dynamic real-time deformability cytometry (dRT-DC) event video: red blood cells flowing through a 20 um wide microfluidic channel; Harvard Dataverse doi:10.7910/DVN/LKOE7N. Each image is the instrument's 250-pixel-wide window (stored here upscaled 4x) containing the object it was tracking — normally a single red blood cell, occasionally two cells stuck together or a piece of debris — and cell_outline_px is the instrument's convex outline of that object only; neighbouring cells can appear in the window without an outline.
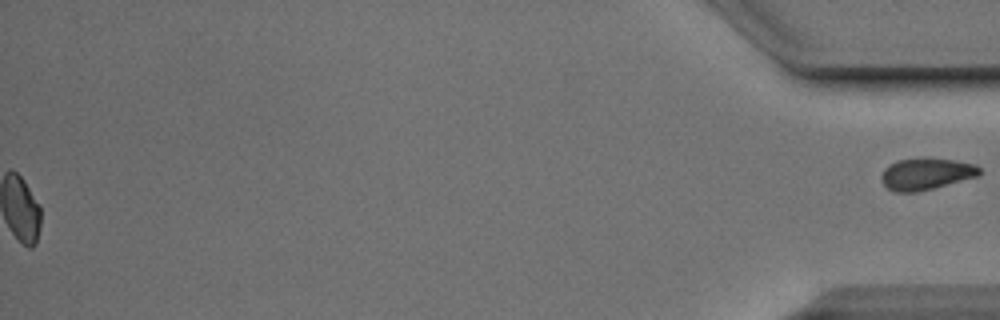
{"species": "Egyptian fruit bat (a non-hibernating species)", "species_latin": "Rousettus aegyptiacus", "temperature_condition": "cold", "stored_images_in_passage": 40, "segment_of_instrument_passage": [2, 2], "camera_frame_rate_fps": 3000, "um_per_image_px": 0.085, "animal": {"sex": "male"}, "frame": {"image": 1, "passage_image": 40, "time_ms": 13.0, "image_size_px": [1000, 320], "cell_outline_px": [[980, 172], [976, 176], [932, 188], [916, 192], [896, 192], [888, 188], [880, 180], [880, 176], [884, 168], [896, 160], [916, 156], [928, 156], [976, 164], [980, 168]], "centroid_in_image_um": [78.66, 14.73], "position_along_channel_um": 356.5, "area_um2": 18.38}}